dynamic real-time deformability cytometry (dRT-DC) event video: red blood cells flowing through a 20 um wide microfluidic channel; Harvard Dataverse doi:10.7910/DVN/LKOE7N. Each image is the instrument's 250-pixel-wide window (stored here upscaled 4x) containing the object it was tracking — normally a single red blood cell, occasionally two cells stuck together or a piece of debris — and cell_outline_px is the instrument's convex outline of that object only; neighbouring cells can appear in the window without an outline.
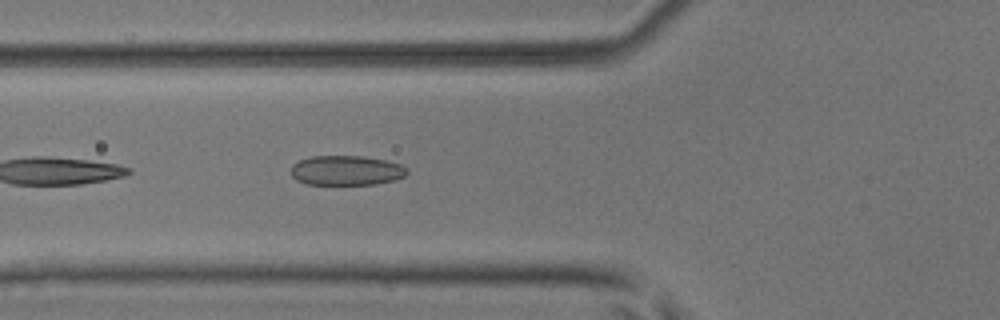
{"species": "common noctule bat (a hibernating species)", "species_latin": "Nyctalus noctula", "temperature_condition": "room temperature", "stored_images_in_passage": 37, "camera_frame_rate_fps": 3000, "um_per_image_px": 0.085, "animal": {"sex": "male", "body_mass_g": 17.9, "forearm_length_mm": 54.2}, "frame": {"image": 1, "passage_image": 4, "time_ms": 1.0, "image_size_px": [1000, 320], "cell_outline_px": [[408, 172], [404, 176], [392, 180], [376, 184], [308, 184], [296, 180], [292, 176], [292, 164], [300, 160], [312, 156], [364, 156], [384, 160], [400, 164], [408, 168]], "centroid_in_image_um": [29.44, 14.48], "position_along_channel_um": 96.4, "area_um2": 20.0}}
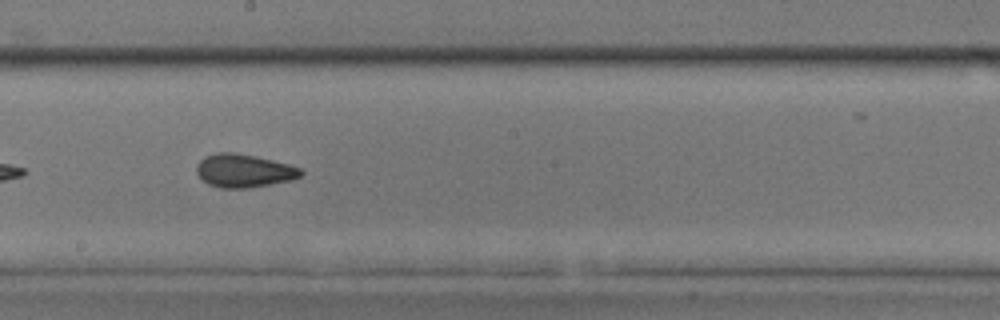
{"frame": {"image": 2, "passage_image": 14, "time_ms": 4.333, "image_size_px": [1000, 320], "cell_outline_px": [[304, 172], [300, 176], [292, 180], [248, 188], [220, 188], [208, 184], [196, 172], [196, 164], [204, 156], [216, 152], [236, 152], [272, 160], [288, 164], [300, 168]], "centroid_in_image_um": [20.71, 14.5], "position_along_channel_um": 227.5, "area_um2": 20.23}}
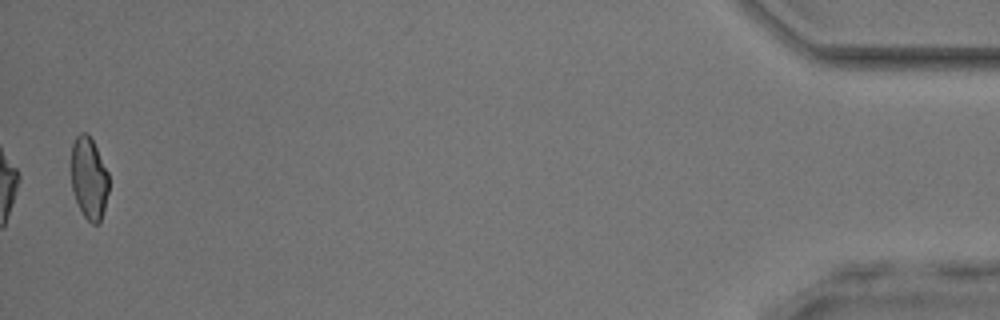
{"frame": {"image": 3, "passage_image": 36, "time_ms": 11.667, "image_size_px": [1000, 320], "cell_outline_px": [[108, 192], [100, 224], [92, 224], [84, 216], [76, 200], [72, 188], [72, 144], [76, 136], [80, 132], [88, 132], [108, 172]], "centroid_in_image_um": [7.57, 15.14], "position_along_channel_um": 427.6, "area_um2": 17.8}, "authors_computed_cell_mechanics": {"area_um2": 19.3052, "velocity_mm_per_s": 3.938, "shape_relaxation_time_tau1_ms": 6.9778, "shape_relaxation_time_tau2_ms": 1.8522, "deformation_change_tau1": 0.1468, "deformation_change_tau2": 0.08}}